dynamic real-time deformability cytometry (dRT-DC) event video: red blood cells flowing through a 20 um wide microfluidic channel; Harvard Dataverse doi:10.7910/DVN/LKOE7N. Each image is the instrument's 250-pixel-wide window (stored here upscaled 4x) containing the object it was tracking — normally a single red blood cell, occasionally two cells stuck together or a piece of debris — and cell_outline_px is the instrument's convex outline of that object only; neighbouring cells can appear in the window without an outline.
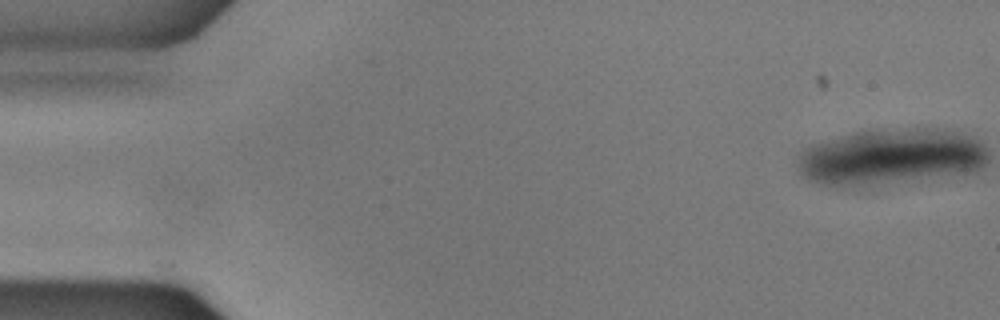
{"species": "common noctule bat (a hibernating species)", "species_latin": "Nyctalus noctula", "temperature_condition": "warm", "stored_images_in_passage": 12, "camera_frame_rate_fps": 3000, "um_per_image_px": 0.085, "animal": {"sex": "male", "body_mass_g": 17.9}, "frame": {"image": 1, "passage_image": 1, "time_ms": 0.0, "image_size_px": [1000, 320], "cell_outline_px": [[972, 156], [964, 160], [864, 168], [832, 168], [824, 164], [828, 160], [864, 148], [964, 148]], "centroid_in_image_um": [76.2, 13.36], "position_along_channel_um": 8.8, "area_um2": 15.61}}